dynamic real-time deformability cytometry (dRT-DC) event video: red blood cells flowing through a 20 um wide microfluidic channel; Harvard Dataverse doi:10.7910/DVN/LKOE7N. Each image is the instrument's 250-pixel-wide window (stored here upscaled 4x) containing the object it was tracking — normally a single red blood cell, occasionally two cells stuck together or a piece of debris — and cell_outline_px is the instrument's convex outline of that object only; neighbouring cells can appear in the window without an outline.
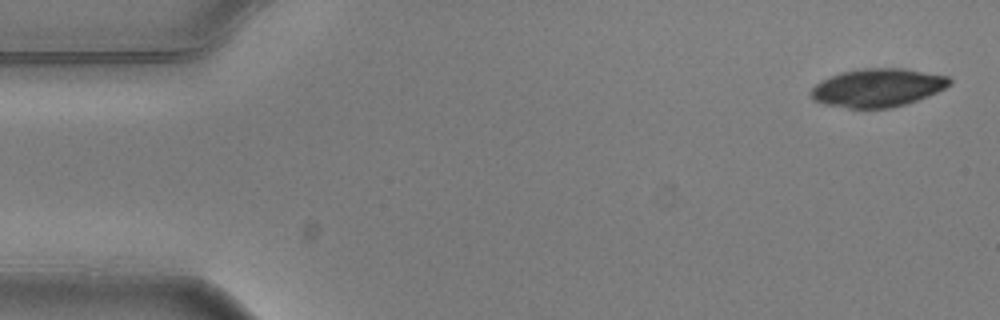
{"species": "common noctule bat (a hibernating species)", "species_latin": "Nyctalus noctula", "temperature_condition": "warm", "stored_images_in_passage": 4, "camera_frame_rate_fps": 3000, "um_per_image_px": 0.085, "animal": {"sex": "male", "body_mass_g": 20.5, "forearm_length_mm": 52.5}, "frame": {"image": 1, "passage_image": 1, "time_ms": 0.0, "image_size_px": [1000, 320], "cell_outline_px": [[952, 84], [928, 96], [904, 104], [888, 108], [848, 108], [824, 104], [812, 100], [808, 92], [820, 80], [840, 72], [864, 68], [904, 68], [948, 76], [952, 80]], "centroid_in_image_um": [74.56, 7.45], "position_along_channel_um": 10.4, "area_um2": 31.04}}